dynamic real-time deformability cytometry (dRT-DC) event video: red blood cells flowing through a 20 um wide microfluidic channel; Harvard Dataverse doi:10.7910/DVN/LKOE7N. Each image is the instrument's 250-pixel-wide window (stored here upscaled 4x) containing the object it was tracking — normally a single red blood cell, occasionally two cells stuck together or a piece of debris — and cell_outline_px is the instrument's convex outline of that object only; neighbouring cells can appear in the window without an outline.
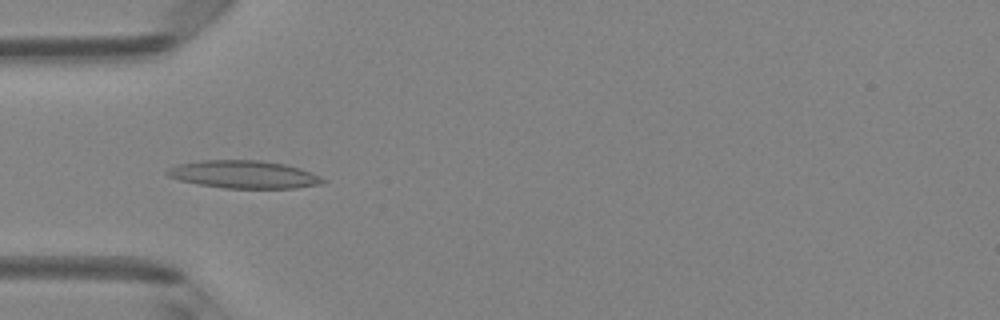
{"species": "Egyptian fruit bat (a non-hibernating species)", "species_latin": "Rousettus aegyptiacus", "temperature_condition": "room temperature", "stored_images_in_passage": 48, "camera_frame_rate_fps": 3000, "um_per_image_px": 0.085, "animal": {"sex": "female"}, "frame": {"image": 1, "passage_image": 15, "time_ms": 4.667, "image_size_px": [1000, 320], "cell_outline_px": [[328, 180], [324, 184], [296, 188], [224, 188], [200, 184], [180, 180], [168, 176], [164, 172], [168, 168], [176, 164], [200, 160], [260, 160], [284, 164], [300, 168], [320, 176]], "centroid_in_image_um": [20.74, 14.82], "position_along_channel_um": 64.3, "area_um2": 25.32}}
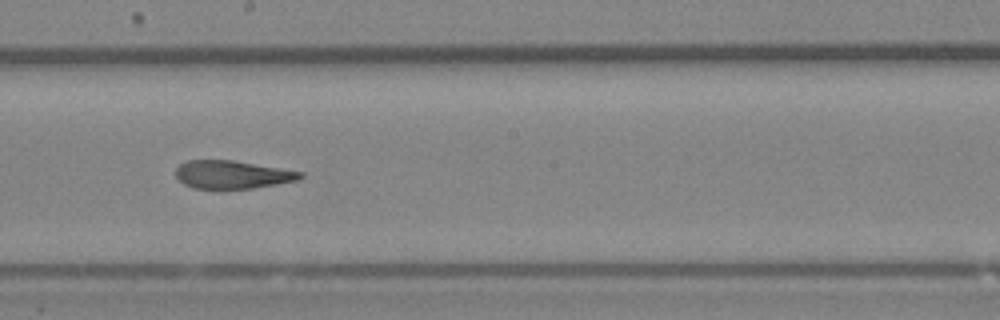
{"frame": {"image": 2, "passage_image": 27, "time_ms": 8.667, "image_size_px": [1000, 320], "cell_outline_px": [[304, 176], [300, 180], [252, 188], [192, 188], [184, 184], [176, 176], [176, 168], [180, 164], [188, 160], [232, 160], [304, 172]], "centroid_in_image_um": [19.76, 14.83], "position_along_channel_um": 228.4, "area_um2": 20.23}}
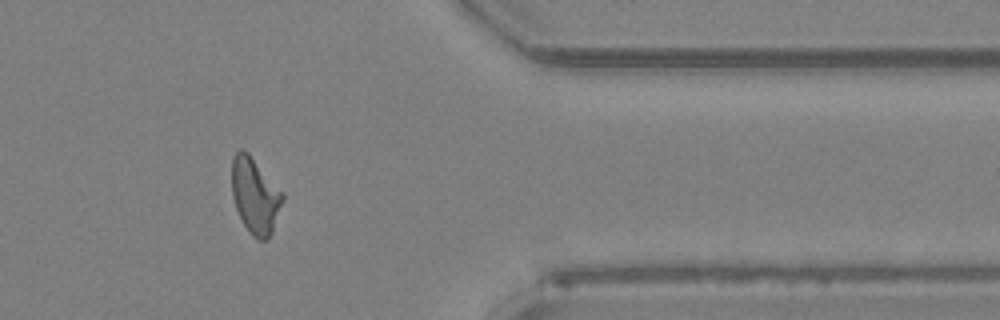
{"frame": {"image": 3, "passage_image": 40, "time_ms": 13.0, "image_size_px": [1000, 320], "cell_outline_px": [[284, 200], [272, 232], [268, 240], [260, 240], [252, 236], [244, 224], [236, 208], [232, 196], [232, 156], [240, 148], [244, 148], [248, 152], [284, 192]], "centroid_in_image_um": [21.7, 16.61], "position_along_channel_um": 389.7, "area_um2": 22.66}, "authors_computed_cell_mechanics": {"area_um2": 22.2819, "velocity_mm_per_s": 4.1433, "shape_relaxation_time_tau1_ms": null, "shape_relaxation_time_tau2_ms": 3.2599, "deformation_change_tau1": null, "deformation_change_tau2": 0.1314}}